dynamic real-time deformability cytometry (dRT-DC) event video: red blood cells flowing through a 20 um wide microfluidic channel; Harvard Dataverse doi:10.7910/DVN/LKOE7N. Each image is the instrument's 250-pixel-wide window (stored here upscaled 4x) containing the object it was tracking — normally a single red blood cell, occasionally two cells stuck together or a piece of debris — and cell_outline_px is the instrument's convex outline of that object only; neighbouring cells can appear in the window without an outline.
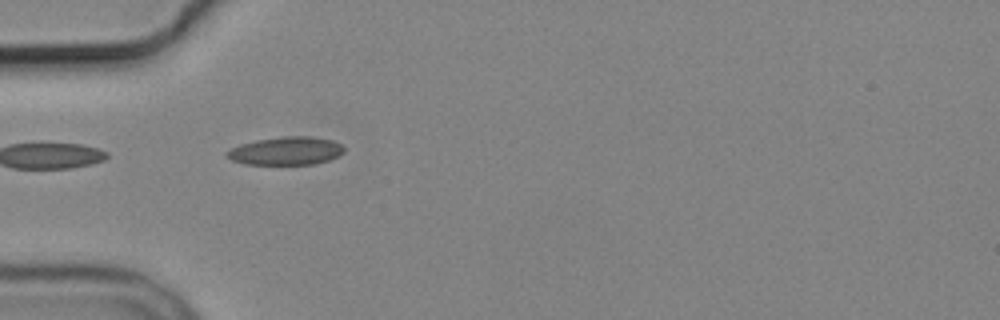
{"species": "common noctule bat (a hibernating species)", "species_latin": "Nyctalus noctula", "temperature_condition": "cold", "stored_images_in_passage": 2, "camera_frame_rate_fps": 3000, "um_per_image_px": 0.085, "animal": {"sex": "male", "body_mass_g": 19.2, "forearm_length_mm": 51.8}, "frame": {"image": 1, "passage_image": 1, "time_ms": 0.0, "image_size_px": [1000, 320], "cell_outline_px": [[344, 152], [340, 156], [328, 160], [312, 164], [244, 164], [232, 160], [224, 156], [224, 152], [240, 144], [256, 140], [284, 136], [312, 136], [332, 140], [344, 144]], "centroid_in_image_um": [24.32, 12.82], "position_along_channel_um": 60.7, "area_um2": 19.42}}